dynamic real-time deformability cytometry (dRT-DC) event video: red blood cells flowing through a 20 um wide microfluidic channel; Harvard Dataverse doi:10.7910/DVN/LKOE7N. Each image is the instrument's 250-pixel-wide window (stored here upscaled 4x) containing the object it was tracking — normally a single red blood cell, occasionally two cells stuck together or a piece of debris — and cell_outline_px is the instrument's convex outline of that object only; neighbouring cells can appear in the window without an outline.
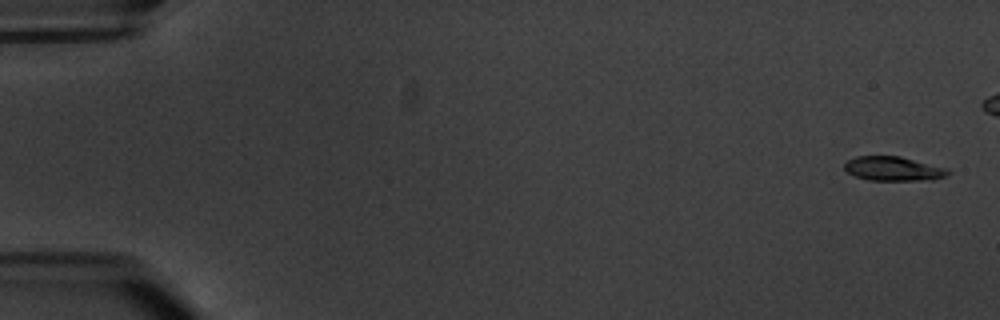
{"species": "common noctule bat (a hibernating species)", "species_latin": "Nyctalus noctula", "temperature_condition": "warm", "stored_images_in_passage": 6, "camera_frame_rate_fps": 3000, "um_per_image_px": 0.085, "animal": {"sex": "male", "body_mass_g": 20.1, "forearm_length_mm": 53.5}, "frame": {"image": 1, "passage_image": 1, "time_ms": 0.0, "image_size_px": [1000, 320], "cell_outline_px": [[952, 172], [948, 176], [932, 180], [868, 180], [856, 176], [848, 172], [844, 168], [844, 164], [848, 160], [856, 156], [900, 156], [948, 168]], "centroid_in_image_um": [75.99, 14.34], "position_along_channel_um": 9.0, "area_um2": 14.74}}
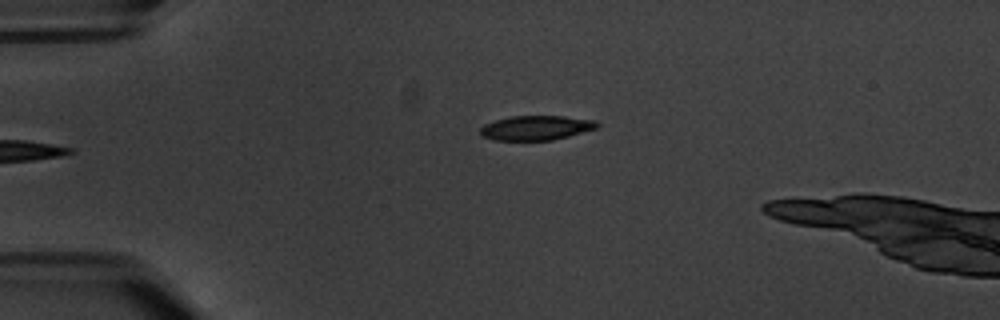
{"frame": {"image": 2, "passage_image": 6, "time_ms": 6.667, "image_size_px": [1000, 320], "cell_outline_px": [[600, 124], [596, 128], [568, 136], [552, 140], [496, 140], [480, 136], [480, 128], [484, 124], [496, 120], [512, 116], [564, 116], [596, 120]], "centroid_in_image_um": [45.56, 10.86], "position_along_channel_um": 39.4, "area_um2": 16.65}}